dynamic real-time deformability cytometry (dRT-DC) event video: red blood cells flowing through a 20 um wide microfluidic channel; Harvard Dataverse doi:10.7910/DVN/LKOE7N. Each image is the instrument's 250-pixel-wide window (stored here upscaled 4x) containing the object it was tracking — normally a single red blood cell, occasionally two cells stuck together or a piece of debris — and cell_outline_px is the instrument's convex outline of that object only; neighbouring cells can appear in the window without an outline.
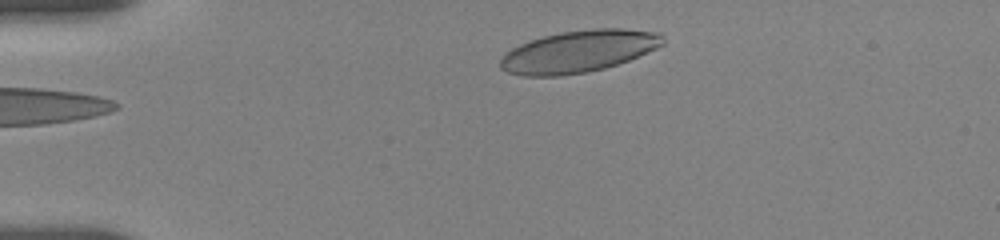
{"species": "human", "species_latin": "Homo sapiens", "temperature_condition": "room temperature", "stored_images_in_passage": 5, "camera_frame_rate_fps": 3000, "um_per_image_px": 0.085, "donor": {"sex": "female"}, "frame": {"image": 1, "passage_image": 5, "time_ms": 4.0, "image_size_px": [1000, 240], "cell_outline_px": [[664, 44], [656, 48], [628, 60], [604, 68], [588, 72], [560, 76], [524, 76], [508, 72], [500, 68], [500, 60], [512, 48], [520, 44], [544, 36], [560, 32], [592, 28], [620, 28], [660, 32], [664, 36]], "centroid_in_image_um": [49.2, 4.36], "position_along_channel_um": 35.8, "area_um2": 39.65}}